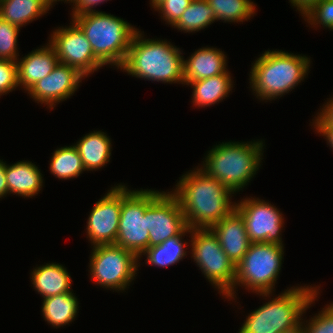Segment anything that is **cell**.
<instances>
[{
	"label": "cell",
	"instance_id": "cell-37",
	"mask_svg": "<svg viewBox=\"0 0 333 333\" xmlns=\"http://www.w3.org/2000/svg\"><path fill=\"white\" fill-rule=\"evenodd\" d=\"M318 114L328 123L333 124V96L329 98L320 109Z\"/></svg>",
	"mask_w": 333,
	"mask_h": 333
},
{
	"label": "cell",
	"instance_id": "cell-7",
	"mask_svg": "<svg viewBox=\"0 0 333 333\" xmlns=\"http://www.w3.org/2000/svg\"><path fill=\"white\" fill-rule=\"evenodd\" d=\"M283 257L284 246L265 242L251 243L236 266L235 284L226 299L236 300L238 286L256 294L273 293L281 272Z\"/></svg>",
	"mask_w": 333,
	"mask_h": 333
},
{
	"label": "cell",
	"instance_id": "cell-8",
	"mask_svg": "<svg viewBox=\"0 0 333 333\" xmlns=\"http://www.w3.org/2000/svg\"><path fill=\"white\" fill-rule=\"evenodd\" d=\"M189 237L193 262L219 295L226 298L235 284L236 266L224 253L211 229H191Z\"/></svg>",
	"mask_w": 333,
	"mask_h": 333
},
{
	"label": "cell",
	"instance_id": "cell-10",
	"mask_svg": "<svg viewBox=\"0 0 333 333\" xmlns=\"http://www.w3.org/2000/svg\"><path fill=\"white\" fill-rule=\"evenodd\" d=\"M163 191L131 190L122 184V206L115 244L130 250L138 257L148 248L147 207Z\"/></svg>",
	"mask_w": 333,
	"mask_h": 333
},
{
	"label": "cell",
	"instance_id": "cell-14",
	"mask_svg": "<svg viewBox=\"0 0 333 333\" xmlns=\"http://www.w3.org/2000/svg\"><path fill=\"white\" fill-rule=\"evenodd\" d=\"M117 185L96 201L88 215L86 235L91 246L116 242L122 206V183Z\"/></svg>",
	"mask_w": 333,
	"mask_h": 333
},
{
	"label": "cell",
	"instance_id": "cell-25",
	"mask_svg": "<svg viewBox=\"0 0 333 333\" xmlns=\"http://www.w3.org/2000/svg\"><path fill=\"white\" fill-rule=\"evenodd\" d=\"M186 234L173 236L159 245L148 247L140 256V258L145 256V264L157 266V267H168L173 266L179 261L183 260L187 256V244L191 241H184ZM143 255V256H142Z\"/></svg>",
	"mask_w": 333,
	"mask_h": 333
},
{
	"label": "cell",
	"instance_id": "cell-40",
	"mask_svg": "<svg viewBox=\"0 0 333 333\" xmlns=\"http://www.w3.org/2000/svg\"><path fill=\"white\" fill-rule=\"evenodd\" d=\"M163 0H150V3L152 8H156Z\"/></svg>",
	"mask_w": 333,
	"mask_h": 333
},
{
	"label": "cell",
	"instance_id": "cell-1",
	"mask_svg": "<svg viewBox=\"0 0 333 333\" xmlns=\"http://www.w3.org/2000/svg\"><path fill=\"white\" fill-rule=\"evenodd\" d=\"M175 186L170 192L190 229H210L235 209L234 193L198 166L183 174Z\"/></svg>",
	"mask_w": 333,
	"mask_h": 333
},
{
	"label": "cell",
	"instance_id": "cell-4",
	"mask_svg": "<svg viewBox=\"0 0 333 333\" xmlns=\"http://www.w3.org/2000/svg\"><path fill=\"white\" fill-rule=\"evenodd\" d=\"M254 61L249 73L250 88L256 98L265 102L294 90L308 75L312 62L305 55L277 49L265 51Z\"/></svg>",
	"mask_w": 333,
	"mask_h": 333
},
{
	"label": "cell",
	"instance_id": "cell-26",
	"mask_svg": "<svg viewBox=\"0 0 333 333\" xmlns=\"http://www.w3.org/2000/svg\"><path fill=\"white\" fill-rule=\"evenodd\" d=\"M49 165L51 175L61 180L77 178L86 171L74 144L57 148L52 153Z\"/></svg>",
	"mask_w": 333,
	"mask_h": 333
},
{
	"label": "cell",
	"instance_id": "cell-35",
	"mask_svg": "<svg viewBox=\"0 0 333 333\" xmlns=\"http://www.w3.org/2000/svg\"><path fill=\"white\" fill-rule=\"evenodd\" d=\"M109 0H69L67 3L72 5V14L71 16H78L85 13L97 12L94 8ZM72 3V4H71Z\"/></svg>",
	"mask_w": 333,
	"mask_h": 333
},
{
	"label": "cell",
	"instance_id": "cell-38",
	"mask_svg": "<svg viewBox=\"0 0 333 333\" xmlns=\"http://www.w3.org/2000/svg\"><path fill=\"white\" fill-rule=\"evenodd\" d=\"M6 163L0 159V198H4L8 194V186L5 176Z\"/></svg>",
	"mask_w": 333,
	"mask_h": 333
},
{
	"label": "cell",
	"instance_id": "cell-28",
	"mask_svg": "<svg viewBox=\"0 0 333 333\" xmlns=\"http://www.w3.org/2000/svg\"><path fill=\"white\" fill-rule=\"evenodd\" d=\"M214 11L215 20L238 23L251 20L256 15L255 3L251 0H207Z\"/></svg>",
	"mask_w": 333,
	"mask_h": 333
},
{
	"label": "cell",
	"instance_id": "cell-24",
	"mask_svg": "<svg viewBox=\"0 0 333 333\" xmlns=\"http://www.w3.org/2000/svg\"><path fill=\"white\" fill-rule=\"evenodd\" d=\"M79 311V301L72 292L43 299L41 312L47 324L54 328L72 323Z\"/></svg>",
	"mask_w": 333,
	"mask_h": 333
},
{
	"label": "cell",
	"instance_id": "cell-27",
	"mask_svg": "<svg viewBox=\"0 0 333 333\" xmlns=\"http://www.w3.org/2000/svg\"><path fill=\"white\" fill-rule=\"evenodd\" d=\"M215 21L214 11L207 0H193L172 27L184 33H195L207 28Z\"/></svg>",
	"mask_w": 333,
	"mask_h": 333
},
{
	"label": "cell",
	"instance_id": "cell-9",
	"mask_svg": "<svg viewBox=\"0 0 333 333\" xmlns=\"http://www.w3.org/2000/svg\"><path fill=\"white\" fill-rule=\"evenodd\" d=\"M92 248L88 267L91 281L113 292L127 290L137 276L139 257L116 244H101Z\"/></svg>",
	"mask_w": 333,
	"mask_h": 333
},
{
	"label": "cell",
	"instance_id": "cell-5",
	"mask_svg": "<svg viewBox=\"0 0 333 333\" xmlns=\"http://www.w3.org/2000/svg\"><path fill=\"white\" fill-rule=\"evenodd\" d=\"M264 146V141L259 139L222 142L207 152L198 167L235 194L243 191L258 173L264 159Z\"/></svg>",
	"mask_w": 333,
	"mask_h": 333
},
{
	"label": "cell",
	"instance_id": "cell-17",
	"mask_svg": "<svg viewBox=\"0 0 333 333\" xmlns=\"http://www.w3.org/2000/svg\"><path fill=\"white\" fill-rule=\"evenodd\" d=\"M58 62L56 51L48 42L18 58V82L21 89L28 91L38 80L50 74Z\"/></svg>",
	"mask_w": 333,
	"mask_h": 333
},
{
	"label": "cell",
	"instance_id": "cell-29",
	"mask_svg": "<svg viewBox=\"0 0 333 333\" xmlns=\"http://www.w3.org/2000/svg\"><path fill=\"white\" fill-rule=\"evenodd\" d=\"M20 28L0 17V59L17 61L19 52L17 39Z\"/></svg>",
	"mask_w": 333,
	"mask_h": 333
},
{
	"label": "cell",
	"instance_id": "cell-11",
	"mask_svg": "<svg viewBox=\"0 0 333 333\" xmlns=\"http://www.w3.org/2000/svg\"><path fill=\"white\" fill-rule=\"evenodd\" d=\"M237 201L235 209L244 219L251 243L265 242L284 246V217L274 204L252 196Z\"/></svg>",
	"mask_w": 333,
	"mask_h": 333
},
{
	"label": "cell",
	"instance_id": "cell-23",
	"mask_svg": "<svg viewBox=\"0 0 333 333\" xmlns=\"http://www.w3.org/2000/svg\"><path fill=\"white\" fill-rule=\"evenodd\" d=\"M53 6L49 0H0V17L21 29Z\"/></svg>",
	"mask_w": 333,
	"mask_h": 333
},
{
	"label": "cell",
	"instance_id": "cell-33",
	"mask_svg": "<svg viewBox=\"0 0 333 333\" xmlns=\"http://www.w3.org/2000/svg\"><path fill=\"white\" fill-rule=\"evenodd\" d=\"M193 0H163L154 11L171 27L180 19Z\"/></svg>",
	"mask_w": 333,
	"mask_h": 333
},
{
	"label": "cell",
	"instance_id": "cell-20",
	"mask_svg": "<svg viewBox=\"0 0 333 333\" xmlns=\"http://www.w3.org/2000/svg\"><path fill=\"white\" fill-rule=\"evenodd\" d=\"M30 274L33 288L43 299L72 292L71 275L62 264L52 262L36 265Z\"/></svg>",
	"mask_w": 333,
	"mask_h": 333
},
{
	"label": "cell",
	"instance_id": "cell-19",
	"mask_svg": "<svg viewBox=\"0 0 333 333\" xmlns=\"http://www.w3.org/2000/svg\"><path fill=\"white\" fill-rule=\"evenodd\" d=\"M5 176L8 195L16 194L23 198H32L43 188L44 176L38 166L29 160L18 161L12 165L6 163Z\"/></svg>",
	"mask_w": 333,
	"mask_h": 333
},
{
	"label": "cell",
	"instance_id": "cell-6",
	"mask_svg": "<svg viewBox=\"0 0 333 333\" xmlns=\"http://www.w3.org/2000/svg\"><path fill=\"white\" fill-rule=\"evenodd\" d=\"M71 20L83 31L95 57L104 66L121 68L139 29L123 18L102 11L72 16Z\"/></svg>",
	"mask_w": 333,
	"mask_h": 333
},
{
	"label": "cell",
	"instance_id": "cell-13",
	"mask_svg": "<svg viewBox=\"0 0 333 333\" xmlns=\"http://www.w3.org/2000/svg\"><path fill=\"white\" fill-rule=\"evenodd\" d=\"M148 247L182 234H191L177 198L170 191H163L147 207Z\"/></svg>",
	"mask_w": 333,
	"mask_h": 333
},
{
	"label": "cell",
	"instance_id": "cell-22",
	"mask_svg": "<svg viewBox=\"0 0 333 333\" xmlns=\"http://www.w3.org/2000/svg\"><path fill=\"white\" fill-rule=\"evenodd\" d=\"M231 77V73L227 70L223 74L188 83L187 85L193 90L191 97L193 105L199 108L210 107L229 97L234 87V80Z\"/></svg>",
	"mask_w": 333,
	"mask_h": 333
},
{
	"label": "cell",
	"instance_id": "cell-30",
	"mask_svg": "<svg viewBox=\"0 0 333 333\" xmlns=\"http://www.w3.org/2000/svg\"><path fill=\"white\" fill-rule=\"evenodd\" d=\"M314 315L306 321L302 317L303 333H333V302Z\"/></svg>",
	"mask_w": 333,
	"mask_h": 333
},
{
	"label": "cell",
	"instance_id": "cell-16",
	"mask_svg": "<svg viewBox=\"0 0 333 333\" xmlns=\"http://www.w3.org/2000/svg\"><path fill=\"white\" fill-rule=\"evenodd\" d=\"M210 229L217 236L224 253L237 266L251 244L241 214L234 209Z\"/></svg>",
	"mask_w": 333,
	"mask_h": 333
},
{
	"label": "cell",
	"instance_id": "cell-36",
	"mask_svg": "<svg viewBox=\"0 0 333 333\" xmlns=\"http://www.w3.org/2000/svg\"><path fill=\"white\" fill-rule=\"evenodd\" d=\"M322 0H289L298 11L301 13L302 18H304L308 13H310Z\"/></svg>",
	"mask_w": 333,
	"mask_h": 333
},
{
	"label": "cell",
	"instance_id": "cell-32",
	"mask_svg": "<svg viewBox=\"0 0 333 333\" xmlns=\"http://www.w3.org/2000/svg\"><path fill=\"white\" fill-rule=\"evenodd\" d=\"M19 88L17 61L0 59V96Z\"/></svg>",
	"mask_w": 333,
	"mask_h": 333
},
{
	"label": "cell",
	"instance_id": "cell-21",
	"mask_svg": "<svg viewBox=\"0 0 333 333\" xmlns=\"http://www.w3.org/2000/svg\"><path fill=\"white\" fill-rule=\"evenodd\" d=\"M111 138L101 130L91 131L74 143L87 171H96L110 162L112 151Z\"/></svg>",
	"mask_w": 333,
	"mask_h": 333
},
{
	"label": "cell",
	"instance_id": "cell-41",
	"mask_svg": "<svg viewBox=\"0 0 333 333\" xmlns=\"http://www.w3.org/2000/svg\"><path fill=\"white\" fill-rule=\"evenodd\" d=\"M53 5L55 4V3H57V1H63L64 3L66 2H68L69 0H49Z\"/></svg>",
	"mask_w": 333,
	"mask_h": 333
},
{
	"label": "cell",
	"instance_id": "cell-18",
	"mask_svg": "<svg viewBox=\"0 0 333 333\" xmlns=\"http://www.w3.org/2000/svg\"><path fill=\"white\" fill-rule=\"evenodd\" d=\"M184 64V85L225 73L227 56L221 49L201 47L193 52Z\"/></svg>",
	"mask_w": 333,
	"mask_h": 333
},
{
	"label": "cell",
	"instance_id": "cell-12",
	"mask_svg": "<svg viewBox=\"0 0 333 333\" xmlns=\"http://www.w3.org/2000/svg\"><path fill=\"white\" fill-rule=\"evenodd\" d=\"M69 26H60L49 35L59 62L75 67L86 77L104 65L95 57L83 31L71 21Z\"/></svg>",
	"mask_w": 333,
	"mask_h": 333
},
{
	"label": "cell",
	"instance_id": "cell-3",
	"mask_svg": "<svg viewBox=\"0 0 333 333\" xmlns=\"http://www.w3.org/2000/svg\"><path fill=\"white\" fill-rule=\"evenodd\" d=\"M183 60L179 47L167 39H147L144 32L138 30L120 70L148 81L184 85Z\"/></svg>",
	"mask_w": 333,
	"mask_h": 333
},
{
	"label": "cell",
	"instance_id": "cell-15",
	"mask_svg": "<svg viewBox=\"0 0 333 333\" xmlns=\"http://www.w3.org/2000/svg\"><path fill=\"white\" fill-rule=\"evenodd\" d=\"M86 76L75 67L58 62L53 71L38 80L26 93L50 110L77 91Z\"/></svg>",
	"mask_w": 333,
	"mask_h": 333
},
{
	"label": "cell",
	"instance_id": "cell-2",
	"mask_svg": "<svg viewBox=\"0 0 333 333\" xmlns=\"http://www.w3.org/2000/svg\"><path fill=\"white\" fill-rule=\"evenodd\" d=\"M320 287L293 286L275 298L273 293H258L270 300L248 314L238 333H283L298 328L306 310L319 298Z\"/></svg>",
	"mask_w": 333,
	"mask_h": 333
},
{
	"label": "cell",
	"instance_id": "cell-34",
	"mask_svg": "<svg viewBox=\"0 0 333 333\" xmlns=\"http://www.w3.org/2000/svg\"><path fill=\"white\" fill-rule=\"evenodd\" d=\"M317 115V116H316ZM312 119L313 130L315 128L316 134L324 136L327 141V145L333 148V124H328L317 112Z\"/></svg>",
	"mask_w": 333,
	"mask_h": 333
},
{
	"label": "cell",
	"instance_id": "cell-39",
	"mask_svg": "<svg viewBox=\"0 0 333 333\" xmlns=\"http://www.w3.org/2000/svg\"><path fill=\"white\" fill-rule=\"evenodd\" d=\"M283 333H303V330H302V326L300 325L298 328L296 329H292L290 331H287V332H283Z\"/></svg>",
	"mask_w": 333,
	"mask_h": 333
},
{
	"label": "cell",
	"instance_id": "cell-31",
	"mask_svg": "<svg viewBox=\"0 0 333 333\" xmlns=\"http://www.w3.org/2000/svg\"><path fill=\"white\" fill-rule=\"evenodd\" d=\"M311 27H322L333 31V0H322L303 18ZM313 25V26H312Z\"/></svg>",
	"mask_w": 333,
	"mask_h": 333
}]
</instances>
